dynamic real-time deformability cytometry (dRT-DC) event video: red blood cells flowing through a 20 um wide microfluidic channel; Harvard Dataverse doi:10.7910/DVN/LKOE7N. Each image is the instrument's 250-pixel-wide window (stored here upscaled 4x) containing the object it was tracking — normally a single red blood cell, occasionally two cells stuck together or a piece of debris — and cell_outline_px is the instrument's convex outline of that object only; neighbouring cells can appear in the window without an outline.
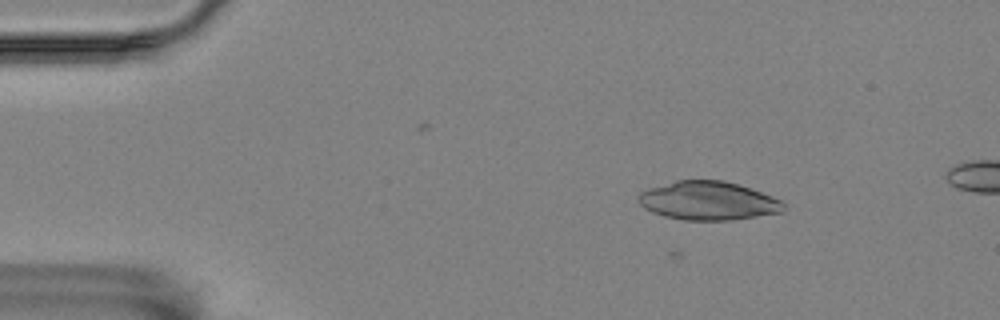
{"species": "Egyptian fruit bat (a non-hibernating species)", "species_latin": "Rousettus aegyptiacus", "temperature_condition": "room temperature", "stored_images_in_passage": 7, "camera_frame_rate_fps": 3000, "um_per_image_px": 0.085, "animal": {"sex": "female"}, "frame": {"image": 1, "passage_image": 7, "time_ms": 2.0, "image_size_px": [1000, 320], "cell_outline_px": [[784, 212], [732, 220], [684, 220], [664, 216], [652, 212], [644, 208], [636, 200], [640, 192], [648, 188], [676, 180], [724, 180], [772, 196], [780, 200], [784, 204]], "centroid_in_image_um": [60.16, 17.07], "position_along_channel_um": 24.8, "area_um2": 32.66}}